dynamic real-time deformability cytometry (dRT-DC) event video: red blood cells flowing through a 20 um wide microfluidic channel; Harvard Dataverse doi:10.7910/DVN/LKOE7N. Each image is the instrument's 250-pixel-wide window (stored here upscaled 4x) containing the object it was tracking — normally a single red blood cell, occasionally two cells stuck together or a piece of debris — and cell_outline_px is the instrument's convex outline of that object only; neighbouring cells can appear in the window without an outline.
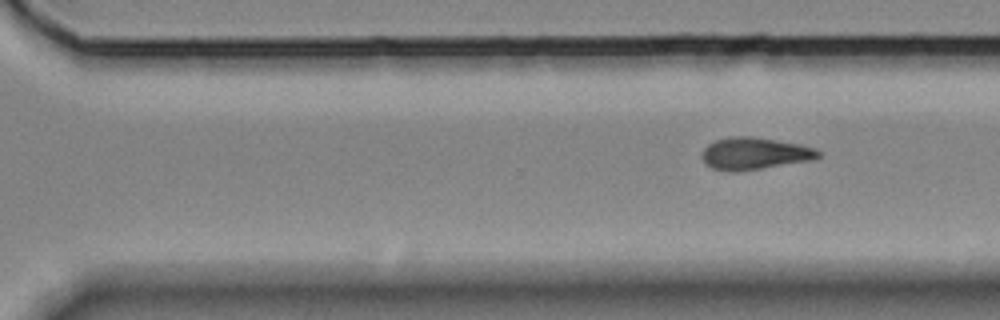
{"species": "Egyptian fruit bat (a non-hibernating species)", "species_latin": "Rousettus aegyptiacus", "temperature_condition": "room temperature", "stored_images_in_passage": 11, "segment_of_instrument_passage": [2, 2], "camera_frame_rate_fps": 3000, "um_per_image_px": 0.085, "animal": {"sex": "female"}, "frame": {"image": 1, "passage_image": 11, "time_ms": 12.667, "image_size_px": [1000, 320], "cell_outline_px": [[824, 156], [816, 160], [736, 172], [728, 172], [712, 168], [704, 164], [700, 156], [704, 148], [708, 144], [716, 140], [732, 136], [752, 136], [800, 144], [816, 148]], "centroid_in_image_um": [64.16, 13.06], "position_along_channel_um": 306.4, "area_um2": 22.25}}